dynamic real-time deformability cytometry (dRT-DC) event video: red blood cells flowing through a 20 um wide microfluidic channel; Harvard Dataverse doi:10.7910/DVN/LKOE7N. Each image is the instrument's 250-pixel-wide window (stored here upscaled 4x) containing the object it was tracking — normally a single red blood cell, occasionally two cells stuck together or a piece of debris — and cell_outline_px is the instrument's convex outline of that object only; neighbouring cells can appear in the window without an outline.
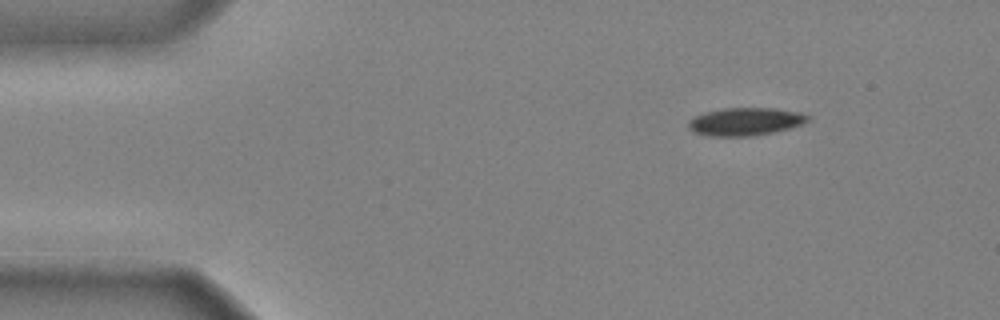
{"species": "common noctule bat (a hibernating species)", "species_latin": "Nyctalus noctula", "temperature_condition": "cold", "stored_images_in_passage": 40, "camera_frame_rate_fps": 3000, "um_per_image_px": 0.085, "animal": {"sex": "male", "body_mass_g": 20.4}, "frame": {"image": 1, "passage_image": 1, "time_ms": 0.0, "image_size_px": [1000, 320], "cell_outline_px": [[812, 120], [788, 128], [772, 132], [748, 136], [708, 136], [692, 132], [688, 128], [688, 120], [704, 112], [724, 108], [776, 108], [800, 112], [812, 116]], "centroid_in_image_um": [63.35, 10.33], "position_along_channel_um": 21.7, "area_um2": 19.48}}
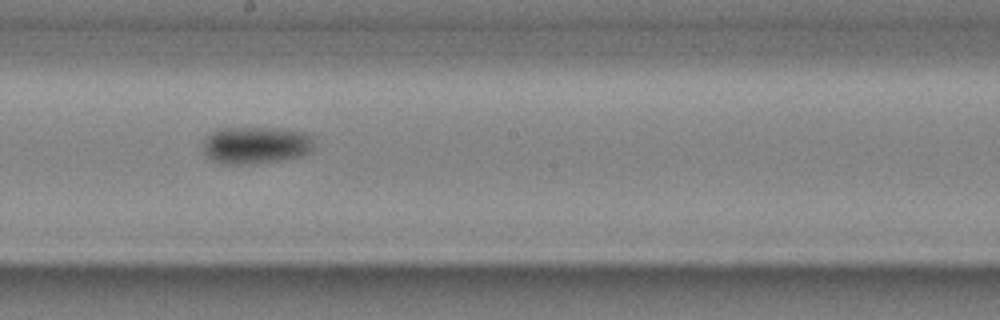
{"frame": {"image": 2, "passage_image": 22, "time_ms": 7.0, "image_size_px": [1000, 320], "cell_outline_px": [[316, 148], [312, 152], [300, 156], [280, 160], [252, 164], [220, 164], [204, 156], [204, 136], [216, 128], [288, 128], [308, 132], [312, 136]], "centroid_in_image_um": [21.78, 12.32], "position_along_channel_um": 226.4, "area_um2": 24.91}}
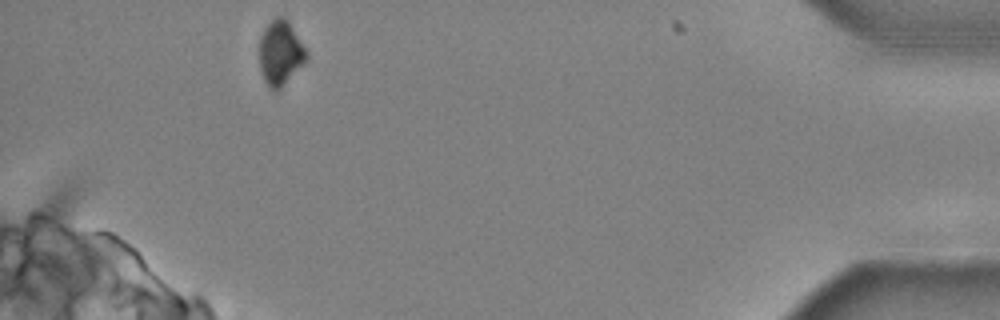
{"frame": {"image": 3, "passage_image": 40, "time_ms": 13.0, "image_size_px": [1000, 320], "cell_outline_px": [[308, 56], [280, 88], [276, 92], [272, 92], [268, 88], [264, 80], [260, 68], [260, 36], [264, 28], [276, 16], [280, 16], [288, 20], [308, 52]], "centroid_in_image_um": [23.81, 4.49], "position_along_channel_um": 411.4, "area_um2": 17.46}, "authors_computed_cell_mechanics": {"area_um2": 21.1259, "velocity_mm_per_s": 3.9574, "shape_relaxation_time_tau1_ms": 2.2923, "shape_relaxation_time_tau2_ms": null, "deformation_change_tau1": 0.0989, "deformation_change_tau2": null}}